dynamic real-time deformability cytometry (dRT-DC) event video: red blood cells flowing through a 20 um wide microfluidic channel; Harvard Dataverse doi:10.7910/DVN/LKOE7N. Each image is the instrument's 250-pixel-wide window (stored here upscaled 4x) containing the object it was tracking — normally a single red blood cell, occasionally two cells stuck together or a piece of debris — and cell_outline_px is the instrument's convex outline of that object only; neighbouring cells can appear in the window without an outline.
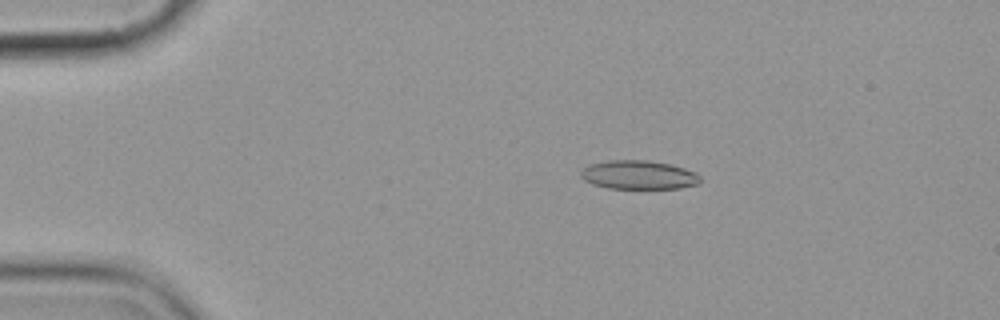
{"species": "common noctule bat (a hibernating species)", "species_latin": "Nyctalus noctula", "temperature_condition": "cold", "stored_images_in_passage": 7, "camera_frame_rate_fps": 3000, "um_per_image_px": 0.085, "animal": {"sex": "female", "body_mass_g": 19.9}, "frame": {"image": 1, "passage_image": 2, "time_ms": 1.0, "image_size_px": [1000, 320], "cell_outline_px": [[700, 184], [680, 188], [608, 188], [592, 184], [584, 180], [580, 176], [580, 172], [588, 164], [604, 160], [648, 160], [668, 164], [684, 168], [696, 172], [700, 176]], "centroid_in_image_um": [54.26, 14.86], "position_along_channel_um": 30.7, "area_um2": 20.17}}
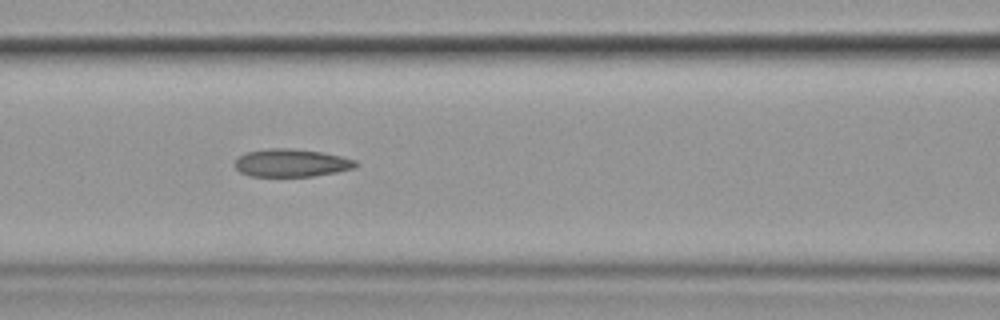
{"frame": {"image": 2, "passage_image": 6, "time_ms": 5.667, "image_size_px": [1000, 320], "cell_outline_px": [[360, 164], [356, 168], [336, 172], [312, 176], [248, 176], [240, 172], [236, 168], [236, 160], [244, 152], [268, 148], [292, 148], [320, 152], [340, 156], [356, 160]], "centroid_in_image_um": [24.78, 13.84], "position_along_channel_um": 141.8, "area_um2": 19.65}}
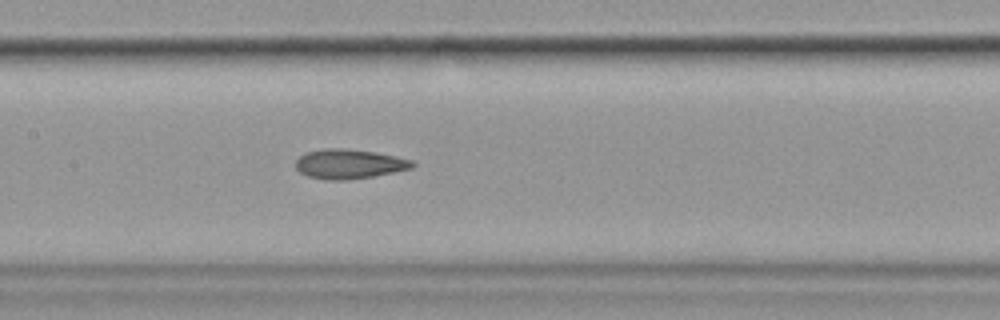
{"frame": {"image": 3, "passage_image": 7, "time_ms": 6.667, "image_size_px": [1000, 320], "cell_outline_px": [[416, 164], [412, 168], [372, 176], [344, 180], [324, 180], [308, 176], [300, 172], [296, 168], [296, 160], [304, 152], [324, 148], [344, 148], [376, 152], [396, 156], [412, 160]], "centroid_in_image_um": [29.65, 13.92], "position_along_channel_um": 177.7, "area_um2": 20.11}}